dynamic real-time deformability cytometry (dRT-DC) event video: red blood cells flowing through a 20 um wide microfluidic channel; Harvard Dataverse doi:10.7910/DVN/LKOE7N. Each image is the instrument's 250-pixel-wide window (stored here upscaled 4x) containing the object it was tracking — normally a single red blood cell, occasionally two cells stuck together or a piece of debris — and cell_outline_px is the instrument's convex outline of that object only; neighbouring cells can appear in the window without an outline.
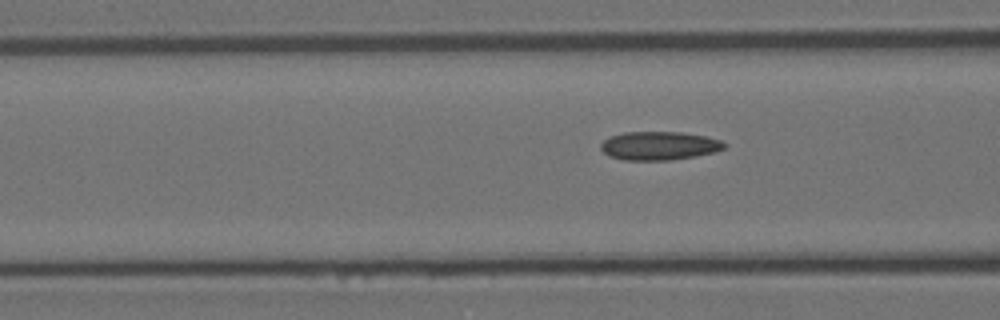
{"species": "Egyptian fruit bat (a non-hibernating species)", "species_latin": "Rousettus aegyptiacus", "temperature_condition": "room temperature", "stored_images_in_passage": 8, "segment_of_instrument_passage": [2, 2], "camera_frame_rate_fps": 3000, "um_per_image_px": 0.085, "animal": {"sex": "female"}, "frame": {"image": 1, "passage_image": 8, "time_ms": 2.333, "image_size_px": [1000, 320], "cell_outline_px": [[728, 144], [724, 148], [716, 152], [696, 156], [668, 160], [624, 160], [608, 156], [600, 148], [600, 144], [608, 136], [624, 132], [680, 132], [708, 136], [720, 140]], "centroid_in_image_um": [56.03, 12.38], "position_along_channel_um": 110.6, "area_um2": 20.75}}